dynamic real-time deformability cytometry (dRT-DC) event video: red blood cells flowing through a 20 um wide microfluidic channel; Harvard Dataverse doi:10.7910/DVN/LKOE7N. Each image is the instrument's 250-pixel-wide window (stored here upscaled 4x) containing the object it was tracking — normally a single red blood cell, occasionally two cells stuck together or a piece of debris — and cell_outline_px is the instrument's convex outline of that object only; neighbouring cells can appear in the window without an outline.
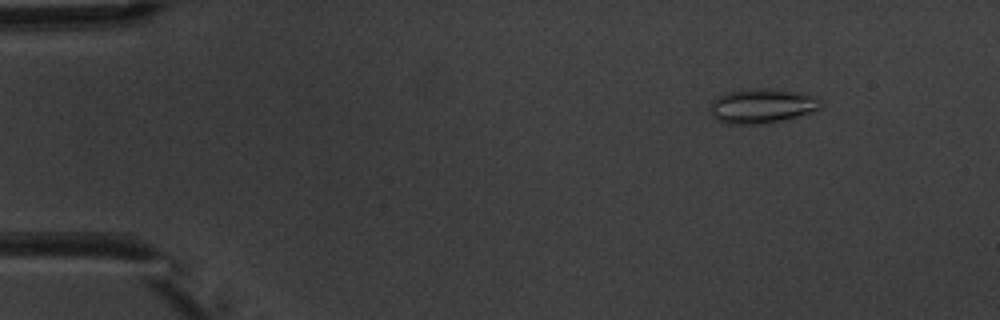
{"species": "common noctule bat (a hibernating species)", "species_latin": "Nyctalus noctula", "temperature_condition": "warm", "stored_images_in_passage": 8, "camera_frame_rate_fps": 3000, "um_per_image_px": 0.085, "animal": {"sex": "male", "body_mass_g": 20.1, "forearm_length_mm": 53.5}, "frame": {"image": 1, "passage_image": 2, "time_ms": 1.333, "image_size_px": [1000, 320], "cell_outline_px": [[820, 108], [812, 112], [780, 120], [760, 124], [724, 124], [716, 120], [712, 116], [712, 100], [728, 92], [756, 88], [772, 88], [820, 96]], "centroid_in_image_um": [64.78, 9.0], "position_along_channel_um": 20.2, "area_um2": 22.14}}
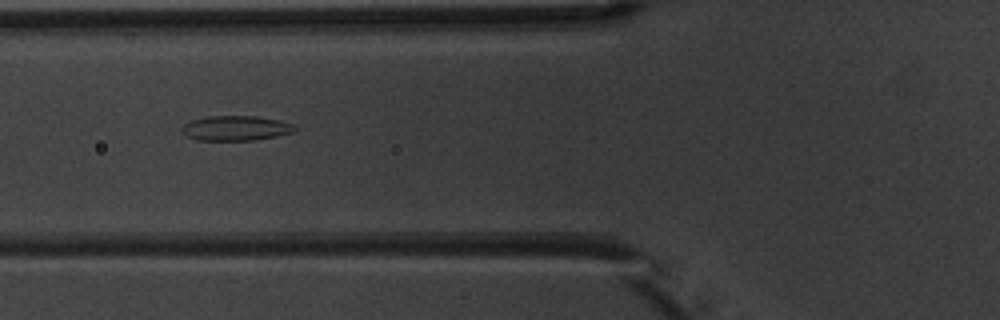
{"frame": {"image": 2, "passage_image": 6, "time_ms": 6.0, "image_size_px": [1000, 320], "cell_outline_px": [[296, 132], [256, 140], [196, 140], [188, 136], [180, 128], [184, 124], [192, 120], [208, 116], [256, 116], [280, 120], [296, 124]], "centroid_in_image_um": [20.1, 10.89], "position_along_channel_um": 105.7, "area_um2": 16.47}}
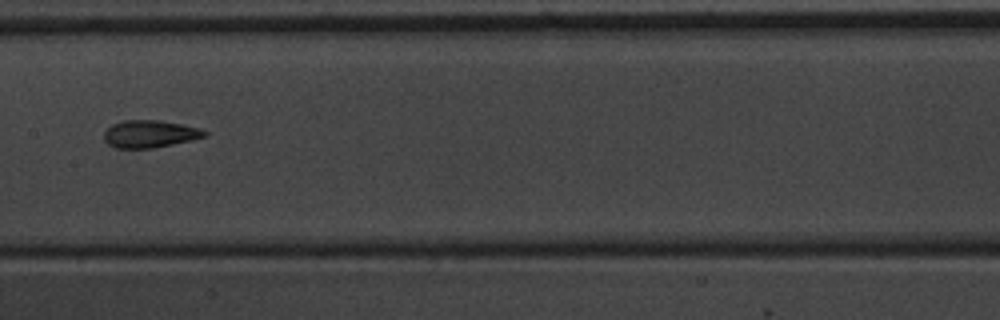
{"frame": {"image": 3, "passage_image": 8, "time_ms": 8.333, "image_size_px": [1000, 320], "cell_outline_px": [[208, 136], [192, 140], [152, 148], [116, 148], [108, 144], [104, 140], [104, 132], [112, 124], [124, 120], [160, 120], [180, 124], [196, 128], [208, 132]], "centroid_in_image_um": [12.71, 11.38], "position_along_channel_um": 194.7, "area_um2": 15.95}}